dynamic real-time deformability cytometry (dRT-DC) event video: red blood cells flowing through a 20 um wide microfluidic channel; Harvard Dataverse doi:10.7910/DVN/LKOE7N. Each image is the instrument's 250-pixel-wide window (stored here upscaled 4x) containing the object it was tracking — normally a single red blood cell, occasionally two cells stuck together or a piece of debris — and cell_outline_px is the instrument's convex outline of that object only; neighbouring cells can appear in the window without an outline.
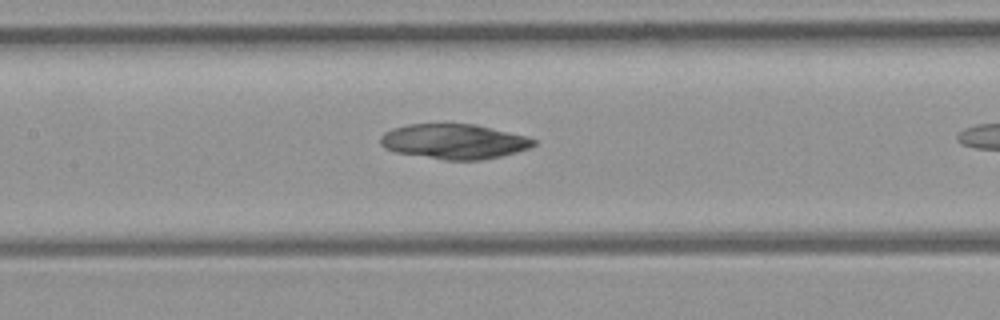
{"species": "common noctule bat (a hibernating species)", "species_latin": "Nyctalus noctula", "temperature_condition": "room temperature", "stored_images_in_passage": 7, "camera_frame_rate_fps": 3000, "um_per_image_px": 0.085, "animal": {"sex": "female", "body_mass_g": 21.9}, "frame": {"image": 1, "passage_image": 6, "time_ms": 6.667, "image_size_px": [1000, 320], "cell_outline_px": [[536, 144], [528, 148], [516, 152], [500, 156], [480, 160], [444, 160], [396, 152], [384, 148], [380, 144], [380, 136], [384, 132], [392, 128], [408, 124], [476, 124], [524, 136], [536, 140]], "centroid_in_image_um": [38.55, 12.02], "position_along_channel_um": 168.8, "area_um2": 31.1}}